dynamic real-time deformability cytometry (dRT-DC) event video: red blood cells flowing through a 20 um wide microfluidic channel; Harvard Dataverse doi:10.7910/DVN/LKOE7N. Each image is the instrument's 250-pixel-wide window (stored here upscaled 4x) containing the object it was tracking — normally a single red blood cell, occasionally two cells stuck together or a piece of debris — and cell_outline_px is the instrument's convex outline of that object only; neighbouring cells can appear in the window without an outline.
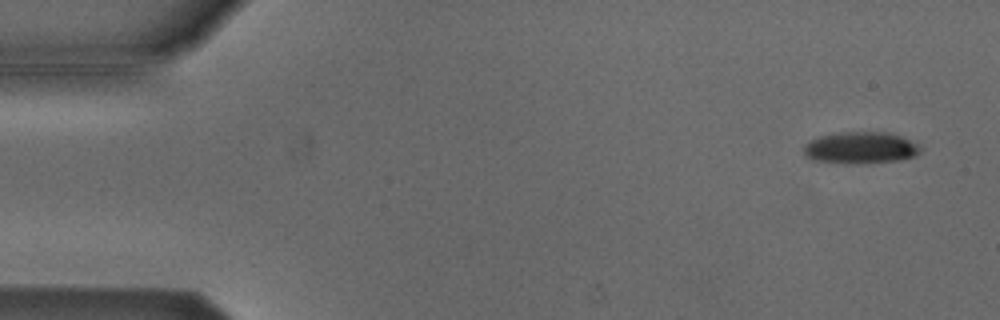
{"species": "Egyptian fruit bat (a non-hibernating species)", "species_latin": "Rousettus aegyptiacus", "temperature_condition": "cold", "stored_images_in_passage": 53, "camera_frame_rate_fps": 3000, "um_per_image_px": 0.085, "animal": {"sex": "male"}, "frame": {"image": 1, "passage_image": 2, "time_ms": 0.333, "image_size_px": [1000, 320], "cell_outline_px": [[924, 148], [916, 156], [900, 160], [868, 164], [844, 164], [812, 160], [804, 156], [804, 144], [808, 140], [820, 136], [840, 132], [888, 132], [900, 136], [920, 144]], "centroid_in_image_um": [73.16, 12.58], "position_along_channel_um": 11.8, "area_um2": 22.25}}
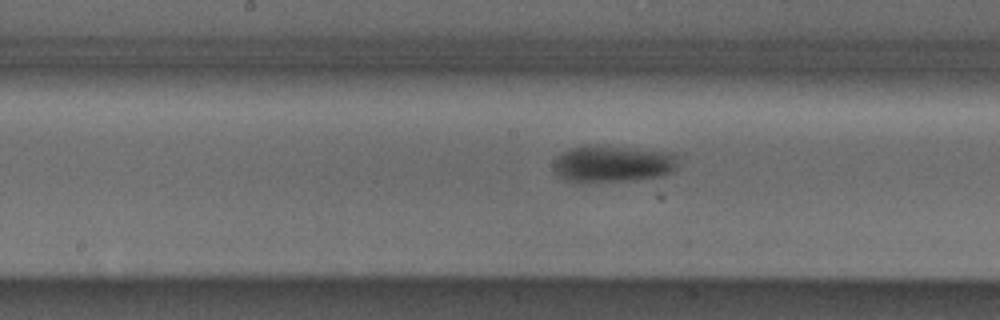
{"frame": {"image": 2, "passage_image": 26, "time_ms": 8.333, "image_size_px": [1000, 320], "cell_outline_px": [[676, 168], [672, 172], [664, 176], [636, 180], [564, 180], [552, 168], [556, 160], [564, 152], [572, 148], [588, 144], [672, 152], [676, 156]], "centroid_in_image_um": [52.14, 13.9], "position_along_channel_um": 196.1, "area_um2": 26.13}}
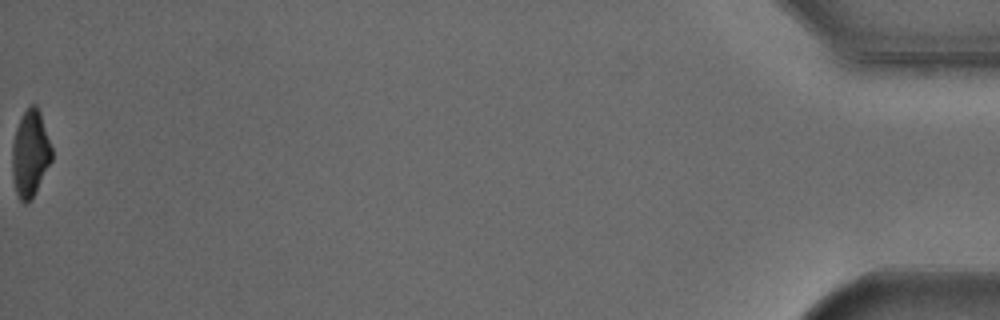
{"frame": {"image": 3, "passage_image": 53, "time_ms": 17.333, "image_size_px": [1000, 320], "cell_outline_px": [[52, 160], [32, 200], [28, 204], [24, 204], [20, 200], [16, 192], [12, 176], [12, 144], [16, 128], [28, 104], [36, 104], [40, 112], [52, 148]], "centroid_in_image_um": [2.57, 13.08], "position_along_channel_um": 432.6, "area_um2": 20.17}, "authors_computed_cell_mechanics": {"area_um2": 23.7558, "velocity_mm_per_s": 3.8221, "shape_relaxation_time_tau1_ms": 4.7847, "shape_relaxation_time_tau2_ms": null, "deformation_change_tau1": 0.1388, "deformation_change_tau2": null}}